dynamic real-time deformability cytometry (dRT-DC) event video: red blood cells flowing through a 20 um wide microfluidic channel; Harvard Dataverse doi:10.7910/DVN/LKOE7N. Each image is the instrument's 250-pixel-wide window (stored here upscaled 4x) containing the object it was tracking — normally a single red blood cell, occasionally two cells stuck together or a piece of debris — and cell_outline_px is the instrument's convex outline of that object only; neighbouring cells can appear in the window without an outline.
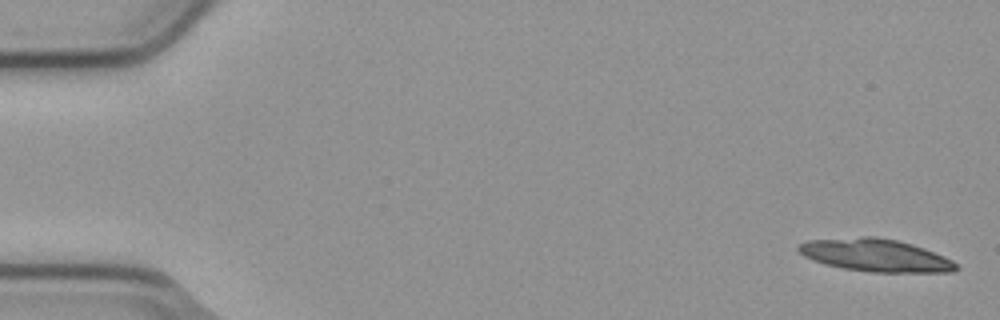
{"species": "common noctule bat (a hibernating species)", "species_latin": "Nyctalus noctula", "temperature_condition": "cold", "stored_images_in_passage": 4, "camera_frame_rate_fps": 3000, "um_per_image_px": 0.085, "animal": {"sex": "male", "body_mass_g": 23.1, "forearm_length_mm": 52.7}, "frame": {"image": 1, "passage_image": 1, "time_ms": 0.0, "image_size_px": [1000, 320], "cell_outline_px": [[960, 268], [952, 272], [872, 272], [844, 268], [824, 264], [804, 256], [796, 248], [800, 244], [808, 240], [864, 236], [876, 236], [896, 240], [912, 244], [924, 248], [944, 256], [952, 260]], "centroid_in_image_um": [74.43, 21.69], "position_along_channel_um": 10.6, "area_um2": 29.88}}